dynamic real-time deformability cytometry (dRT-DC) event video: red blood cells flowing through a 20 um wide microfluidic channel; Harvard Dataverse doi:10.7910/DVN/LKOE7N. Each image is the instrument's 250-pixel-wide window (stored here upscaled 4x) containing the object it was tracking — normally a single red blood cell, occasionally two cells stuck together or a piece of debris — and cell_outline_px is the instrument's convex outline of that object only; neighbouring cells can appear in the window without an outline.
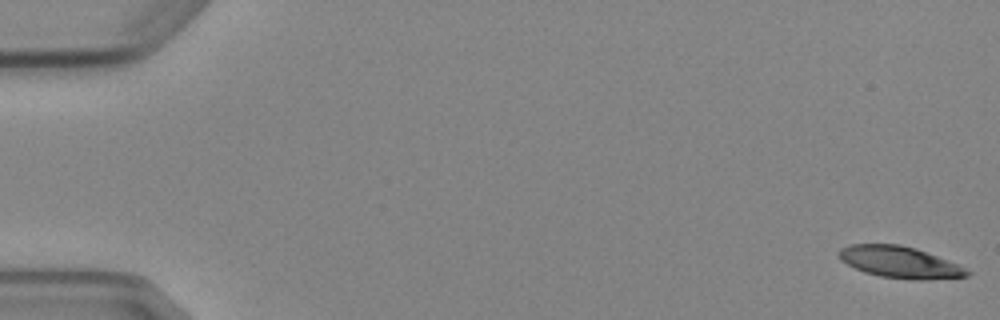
{"species": "Egyptian fruit bat (a non-hibernating species)", "species_latin": "Rousettus aegyptiacus", "temperature_condition": "cold", "stored_images_in_passage": 6, "segment_of_instrument_passage": [1, 2], "camera_frame_rate_fps": 3000, "um_per_image_px": 0.085, "animal": {"sex": "female"}, "frame": {"image": 1, "passage_image": 1, "time_ms": 0.0, "image_size_px": [1000, 320], "cell_outline_px": [[972, 272], [968, 276], [920, 280], [880, 276], [864, 272], [840, 260], [836, 252], [840, 248], [848, 244], [900, 244], [916, 248], [956, 264]], "centroid_in_image_um": [76.42, 22.27], "position_along_channel_um": 8.6, "area_um2": 23.35}}